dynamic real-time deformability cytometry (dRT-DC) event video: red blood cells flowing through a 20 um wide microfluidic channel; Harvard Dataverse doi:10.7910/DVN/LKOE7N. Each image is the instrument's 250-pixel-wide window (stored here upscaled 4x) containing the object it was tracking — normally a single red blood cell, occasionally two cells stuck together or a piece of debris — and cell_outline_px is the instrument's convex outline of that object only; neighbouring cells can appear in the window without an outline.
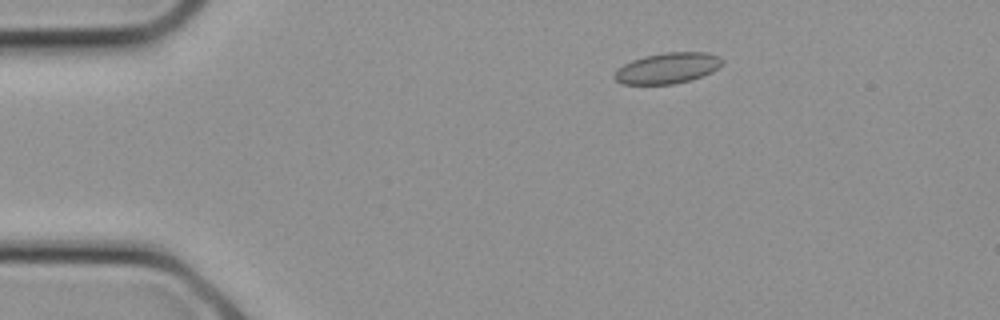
{"species": "common noctule bat (a hibernating species)", "species_latin": "Nyctalus noctula", "temperature_condition": "cold", "stored_images_in_passage": 15, "camera_frame_rate_fps": 3000, "um_per_image_px": 0.085, "animal": {"sex": "female", "body_mass_g": 21.9}, "frame": {"image": 1, "passage_image": 4, "time_ms": 1.0, "image_size_px": [1000, 320], "cell_outline_px": [[724, 60], [720, 68], [712, 72], [692, 80], [672, 84], [624, 84], [616, 80], [612, 76], [624, 64], [632, 60], [644, 56], [668, 52], [708, 52], [720, 56]], "centroid_in_image_um": [56.8, 5.78], "position_along_channel_um": 28.2, "area_um2": 19.42}}
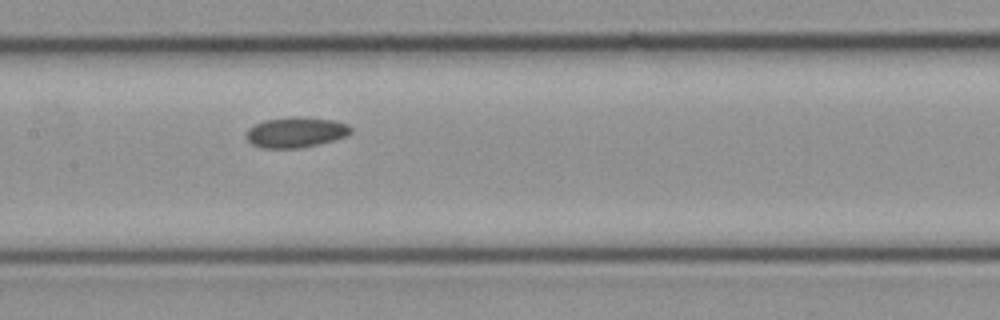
{"frame": {"image": 2, "passage_image": 12, "time_ms": 3.667, "image_size_px": [1000, 320], "cell_outline_px": [[352, 132], [348, 136], [300, 148], [260, 148], [252, 144], [248, 140], [248, 128], [264, 120], [292, 116], [296, 116], [332, 120], [348, 124], [352, 128]], "centroid_in_image_um": [25.16, 11.24], "position_along_channel_um": 182.2, "area_um2": 18.44}}
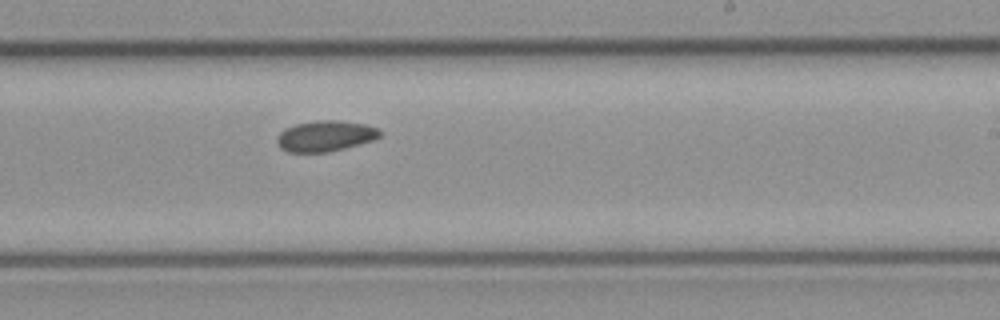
{"frame": {"image": 3, "passage_image": 15, "time_ms": 4.667, "image_size_px": [1000, 320], "cell_outline_px": [[380, 136], [372, 140], [360, 144], [328, 152], [288, 152], [280, 148], [276, 144], [276, 136], [284, 128], [296, 124], [320, 120], [336, 120], [364, 124], [376, 128], [380, 132]], "centroid_in_image_um": [27.59, 11.57], "position_along_channel_um": 261.4, "area_um2": 18.38}}